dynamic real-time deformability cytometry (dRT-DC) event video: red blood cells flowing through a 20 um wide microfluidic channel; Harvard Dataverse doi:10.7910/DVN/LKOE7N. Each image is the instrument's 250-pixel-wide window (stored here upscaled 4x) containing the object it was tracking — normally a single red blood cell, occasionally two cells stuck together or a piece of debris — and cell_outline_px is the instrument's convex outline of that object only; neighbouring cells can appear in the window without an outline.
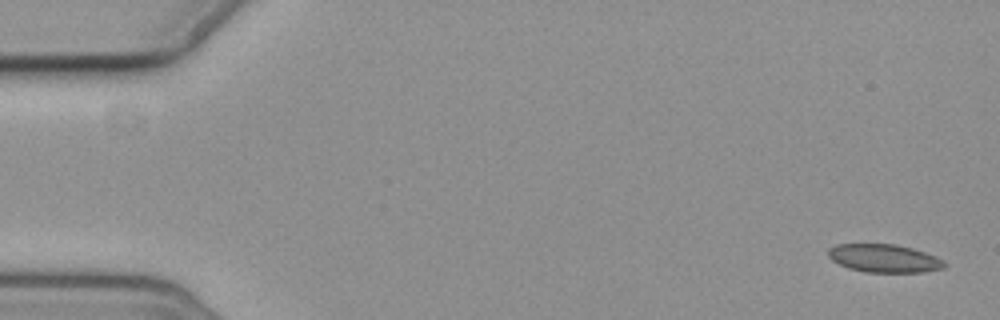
{"species": "common noctule bat (a hibernating species)", "species_latin": "Nyctalus noctula", "temperature_condition": "cold", "stored_images_in_passage": 7, "camera_frame_rate_fps": 3000, "um_per_image_px": 0.085, "animal": {"sex": "female", "body_mass_g": 19.3, "forearm_length_mm": 54.1}, "frame": {"image": 1, "passage_image": 1, "time_ms": 0.0, "image_size_px": [1000, 320], "cell_outline_px": [[948, 264], [944, 268], [924, 272], [868, 272], [848, 268], [832, 260], [828, 256], [828, 248], [836, 244], [896, 244], [912, 248], [936, 256], [944, 260]], "centroid_in_image_um": [75.18, 21.95], "position_along_channel_um": 9.8, "area_um2": 19.13}}
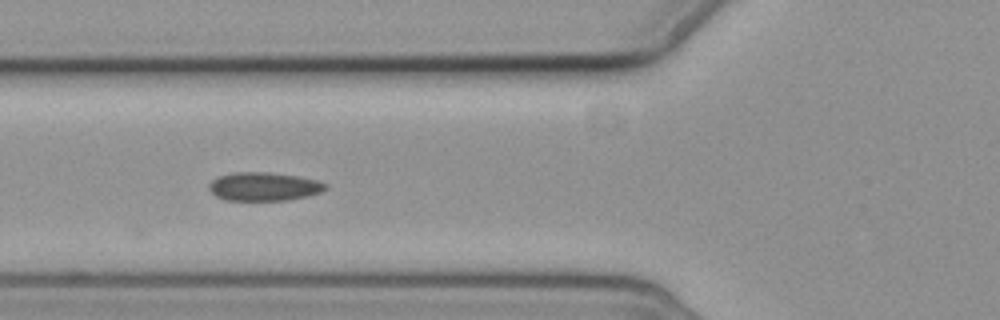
{"frame": {"image": 2, "passage_image": 6, "time_ms": 6.667, "image_size_px": [1000, 320], "cell_outline_px": [[328, 188], [320, 192], [308, 196], [288, 200], [224, 200], [216, 196], [208, 188], [208, 184], [216, 176], [232, 172], [268, 172], [296, 176], [316, 180], [328, 184]], "centroid_in_image_um": [22.4, 15.85], "position_along_channel_um": 103.4, "area_um2": 19.48}}
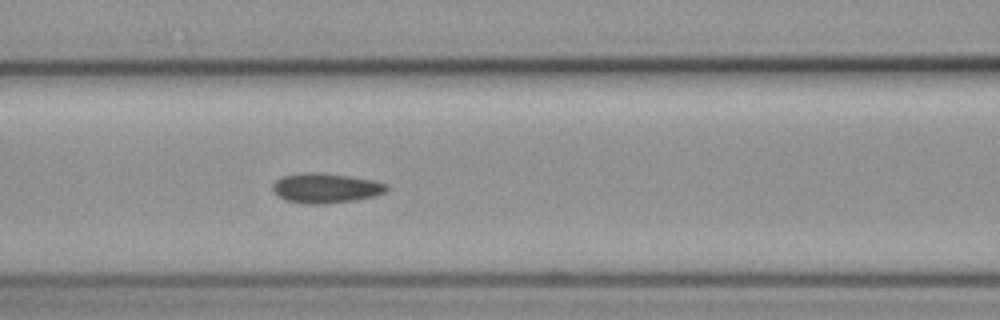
{"frame": {"image": 3, "passage_image": 7, "time_ms": 7.667, "image_size_px": [1000, 320], "cell_outline_px": [[388, 188], [384, 192], [376, 196], [356, 200], [324, 204], [304, 204], [284, 200], [272, 188], [272, 184], [280, 176], [300, 172], [316, 172], [352, 176], [372, 180], [388, 184]], "centroid_in_image_um": [27.68, 15.98], "position_along_channel_um": 138.9, "area_um2": 20.06}}